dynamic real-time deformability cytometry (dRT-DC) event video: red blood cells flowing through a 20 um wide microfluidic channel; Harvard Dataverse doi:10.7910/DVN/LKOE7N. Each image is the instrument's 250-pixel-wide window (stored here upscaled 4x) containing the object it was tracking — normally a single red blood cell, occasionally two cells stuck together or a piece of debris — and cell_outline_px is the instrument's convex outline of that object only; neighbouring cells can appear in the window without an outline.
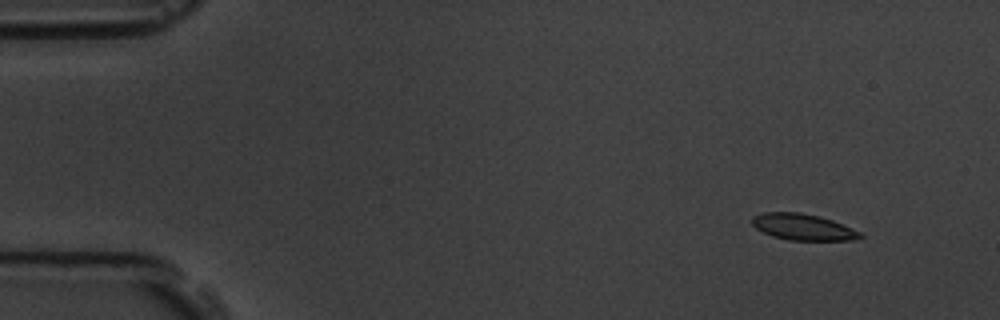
{"species": "common noctule bat (a hibernating species)", "species_latin": "Nyctalus noctula", "temperature_condition": "room temperature", "stored_images_in_passage": 6, "camera_frame_rate_fps": 3000, "um_per_image_px": 0.085, "animal": {"sex": "male", "body_mass_g": 19.5, "forearm_length_mm": 54.6}, "frame": {"image": 1, "passage_image": 1, "time_ms": 0.0, "image_size_px": [1000, 320], "cell_outline_px": [[864, 236], [852, 240], [788, 240], [772, 236], [756, 228], [752, 224], [752, 216], [764, 212], [800, 212], [820, 216], [832, 220], [852, 228], [860, 232]], "centroid_in_image_um": [68.24, 19.29], "position_along_channel_um": 16.8, "area_um2": 16.53}}
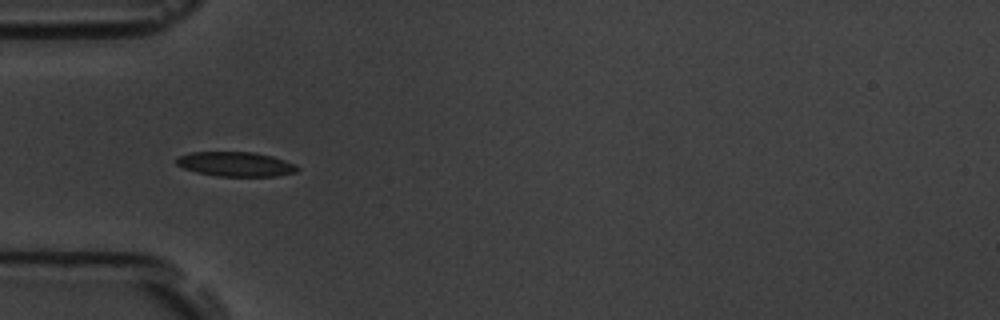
{"frame": {"image": 2, "passage_image": 5, "time_ms": 4.333, "image_size_px": [1000, 320], "cell_outline_px": [[300, 168], [296, 172], [276, 176], [220, 176], [196, 172], [184, 168], [176, 164], [176, 160], [180, 156], [188, 152], [256, 152], [272, 156], [296, 164]], "centroid_in_image_um": [20.06, 13.94], "position_along_channel_um": 64.9, "area_um2": 17.28}}
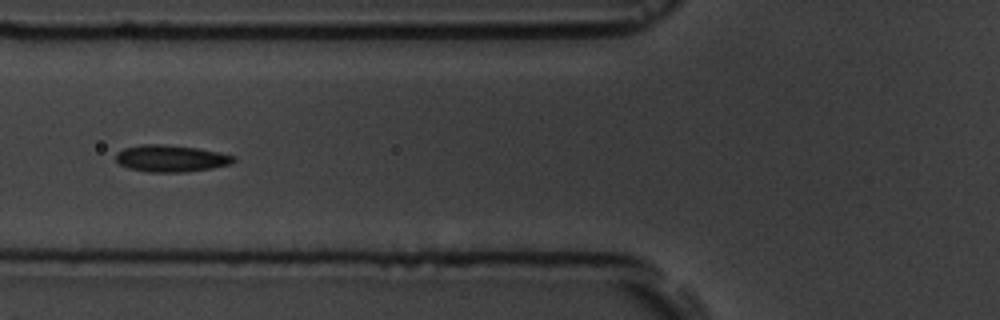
{"frame": {"image": 3, "passage_image": 6, "time_ms": 5.667, "image_size_px": [1000, 320], "cell_outline_px": [[236, 160], [232, 164], [212, 168], [184, 172], [148, 172], [128, 168], [120, 164], [116, 160], [116, 152], [124, 148], [140, 144], [164, 144], [196, 148], [220, 152], [236, 156]], "centroid_in_image_um": [14.54, 13.46], "position_along_channel_um": 111.3, "area_um2": 18.55}}